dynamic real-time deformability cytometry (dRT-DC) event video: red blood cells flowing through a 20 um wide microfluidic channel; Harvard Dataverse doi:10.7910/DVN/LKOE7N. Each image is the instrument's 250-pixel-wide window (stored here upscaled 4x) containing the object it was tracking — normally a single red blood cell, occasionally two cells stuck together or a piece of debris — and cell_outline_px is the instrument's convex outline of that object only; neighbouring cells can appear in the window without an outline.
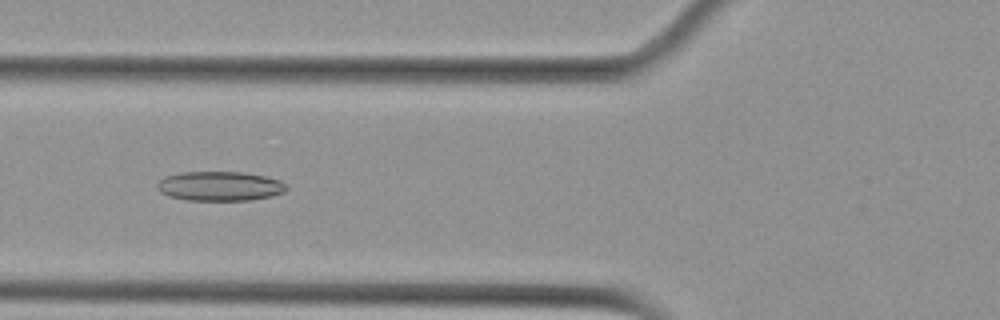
{"species": "Egyptian fruit bat (a non-hibernating species)", "species_latin": "Rousettus aegyptiacus", "temperature_condition": "cold", "stored_images_in_passage": 46, "camera_frame_rate_fps": 3000, "um_per_image_px": 0.085, "animal": {"sex": "female"}, "frame": {"image": 1, "passage_image": 12, "time_ms": 3.667, "image_size_px": [1000, 320], "cell_outline_px": [[288, 188], [284, 192], [272, 196], [248, 200], [188, 200], [168, 196], [160, 192], [156, 188], [156, 184], [164, 176], [180, 172], [244, 172], [264, 176], [280, 180], [288, 184]], "centroid_in_image_um": [18.68, 15.81], "position_along_channel_um": 107.1, "area_um2": 22.37}}
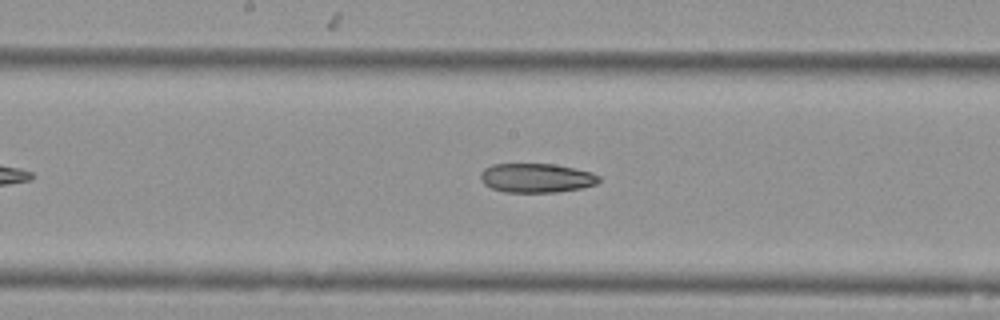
{"frame": {"image": 2, "passage_image": 20, "time_ms": 6.333, "image_size_px": [1000, 320], "cell_outline_px": [[600, 180], [596, 184], [580, 188], [556, 192], [504, 192], [492, 188], [484, 184], [480, 180], [480, 172], [484, 168], [492, 164], [552, 164], [592, 172], [600, 176]], "centroid_in_image_um": [45.56, 15.12], "position_along_channel_um": 202.6, "area_um2": 20.11}}
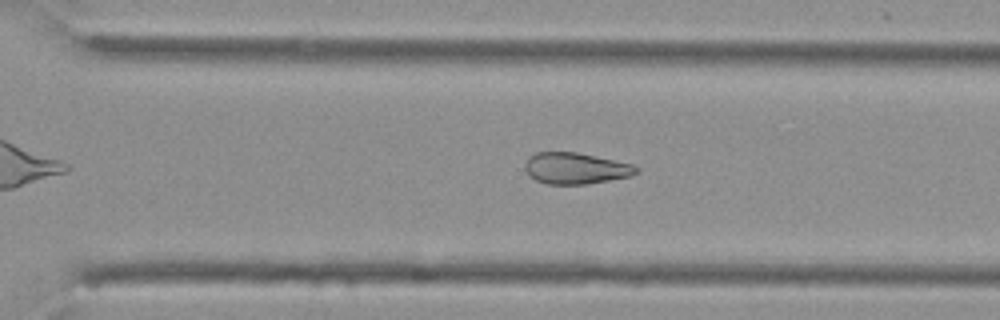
{"frame": {"image": 3, "passage_image": 30, "time_ms": 9.667, "image_size_px": [1000, 320], "cell_outline_px": [[640, 172], [632, 176], [588, 184], [548, 184], [536, 180], [528, 176], [524, 168], [524, 164], [528, 156], [536, 152], [576, 152], [632, 164], [640, 168]], "centroid_in_image_um": [48.92, 14.31], "position_along_channel_um": 321.7, "area_um2": 20.52}}